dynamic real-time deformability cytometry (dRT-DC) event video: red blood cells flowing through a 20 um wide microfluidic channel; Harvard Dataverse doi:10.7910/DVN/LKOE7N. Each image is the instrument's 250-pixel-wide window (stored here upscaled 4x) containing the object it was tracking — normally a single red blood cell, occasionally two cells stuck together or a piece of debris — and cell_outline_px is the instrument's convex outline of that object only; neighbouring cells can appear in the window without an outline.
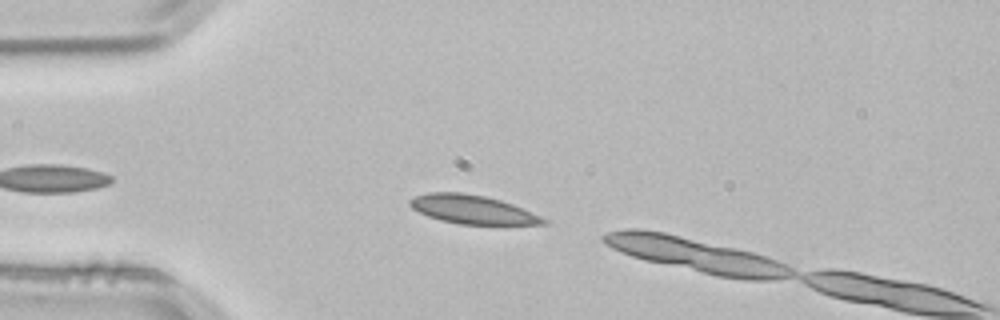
{"species": "common noctule bat (a hibernating species)", "species_latin": "Nyctalus noctula", "temperature_condition": "room temperature", "stored_images_in_passage": 6, "camera_frame_rate_fps": 3000, "um_per_image_px": 0.085, "animal": {"sex": "male", "body_mass_g": 21.5, "forearm_length_mm": 52.0}, "frame": {"image": 1, "passage_image": 3, "time_ms": 0.667, "image_size_px": [1000, 320], "cell_outline_px": [[548, 224], [460, 224], [440, 220], [428, 216], [412, 208], [408, 204], [408, 200], [416, 196], [428, 192], [464, 192], [484, 196], [500, 200], [512, 204], [532, 212], [548, 220]], "centroid_in_image_um": [40.14, 17.8], "position_along_channel_um": 44.9, "area_um2": 22.2}}